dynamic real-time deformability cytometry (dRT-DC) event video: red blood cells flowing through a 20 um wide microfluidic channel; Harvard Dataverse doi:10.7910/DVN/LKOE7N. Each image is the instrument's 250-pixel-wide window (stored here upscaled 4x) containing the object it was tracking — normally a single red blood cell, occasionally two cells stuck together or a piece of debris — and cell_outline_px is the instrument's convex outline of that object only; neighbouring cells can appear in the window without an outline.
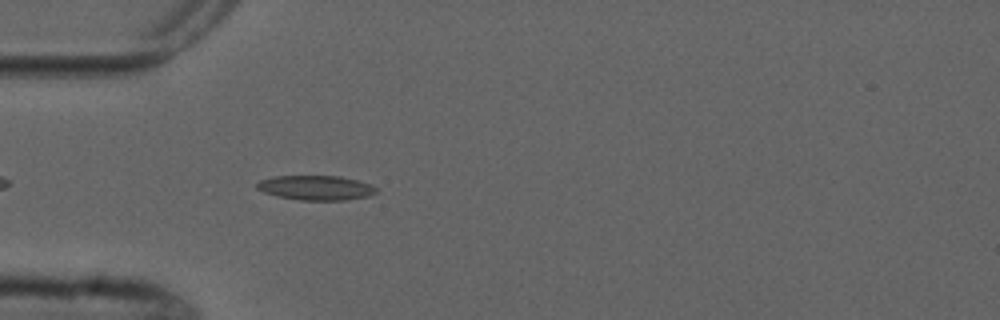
{"species": "common noctule bat (a hibernating species)", "species_latin": "Nyctalus noctula", "temperature_condition": "cold", "stored_images_in_passage": 2, "camera_frame_rate_fps": 3000, "um_per_image_px": 0.085, "animal": {"sex": "male", "forearm_length_mm": 52.5}, "frame": {"image": 1, "passage_image": 2, "time_ms": 1.333, "image_size_px": [1000, 320], "cell_outline_px": [[376, 192], [368, 196], [344, 200], [300, 200], [276, 196], [264, 192], [256, 188], [256, 184], [260, 180], [276, 176], [340, 176], [372, 184], [376, 188]], "centroid_in_image_um": [26.84, 15.96], "position_along_channel_um": 58.2, "area_um2": 17.05}}